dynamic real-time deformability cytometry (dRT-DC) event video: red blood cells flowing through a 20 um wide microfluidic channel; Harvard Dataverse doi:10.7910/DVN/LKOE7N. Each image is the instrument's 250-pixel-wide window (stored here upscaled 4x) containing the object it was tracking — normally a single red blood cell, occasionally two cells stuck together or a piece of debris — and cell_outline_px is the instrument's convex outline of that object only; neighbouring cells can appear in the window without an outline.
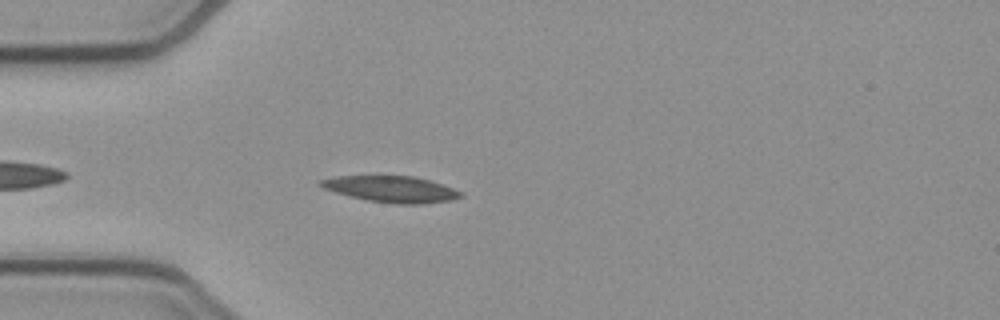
{"species": "common noctule bat (a hibernating species)", "species_latin": "Nyctalus noctula", "temperature_condition": "cold", "stored_images_in_passage": 42, "camera_frame_rate_fps": 3000, "um_per_image_px": 0.085, "animal": {"sex": "female", "body_mass_g": 21.9}, "frame": {"image": 1, "passage_image": 4, "time_ms": 1.0, "image_size_px": [1000, 320], "cell_outline_px": [[464, 196], [452, 200], [424, 204], [396, 204], [368, 200], [336, 192], [324, 188], [316, 184], [316, 180], [336, 176], [416, 176], [464, 192]], "centroid_in_image_um": [33.26, 16.07], "position_along_channel_um": 51.7, "area_um2": 21.44}}
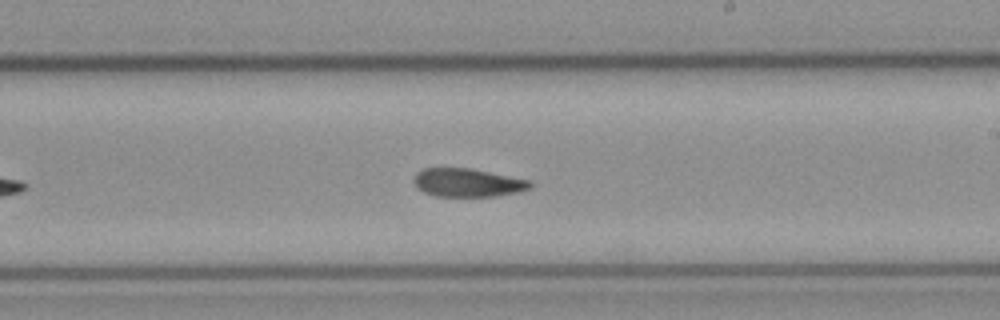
{"frame": {"image": 2, "passage_image": 20, "time_ms": 6.333, "image_size_px": [1000, 320], "cell_outline_px": [[532, 188], [520, 192], [496, 196], [436, 196], [424, 192], [416, 188], [412, 180], [416, 172], [424, 168], [468, 168], [532, 180]], "centroid_in_image_um": [39.75, 15.53], "position_along_channel_um": 249.2, "area_um2": 19.42}}
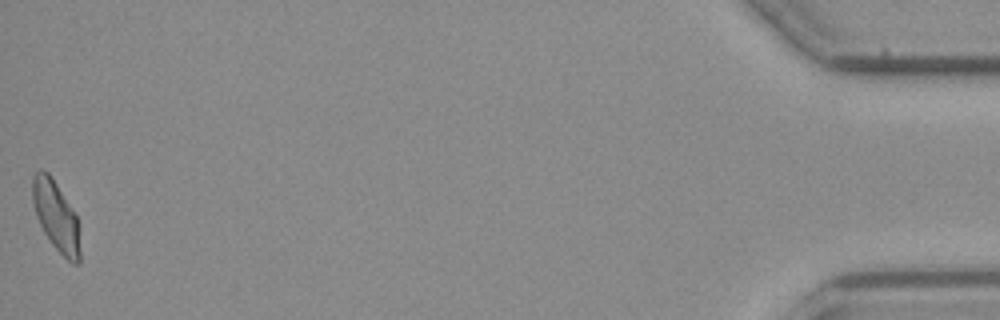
{"frame": {"image": 3, "passage_image": 42, "time_ms": 13.667, "image_size_px": [1000, 320], "cell_outline_px": [[80, 264], [72, 264], [52, 244], [44, 232], [36, 216], [32, 204], [32, 176], [40, 168], [48, 172], [56, 184], [76, 216], [80, 252]], "centroid_in_image_um": [4.73, 18.36], "position_along_channel_um": 430.5, "area_um2": 19.02}, "authors_computed_cell_mechanics": {"area_um2": 19.8832, "velocity_mm_per_s": 3.8611, "shape_relaxation_time_tau1_ms": 5.3644, "shape_relaxation_time_tau2_ms": 8.5719, "deformation_change_tau1": 0.1595, "deformation_change_tau2": 0.1756}}